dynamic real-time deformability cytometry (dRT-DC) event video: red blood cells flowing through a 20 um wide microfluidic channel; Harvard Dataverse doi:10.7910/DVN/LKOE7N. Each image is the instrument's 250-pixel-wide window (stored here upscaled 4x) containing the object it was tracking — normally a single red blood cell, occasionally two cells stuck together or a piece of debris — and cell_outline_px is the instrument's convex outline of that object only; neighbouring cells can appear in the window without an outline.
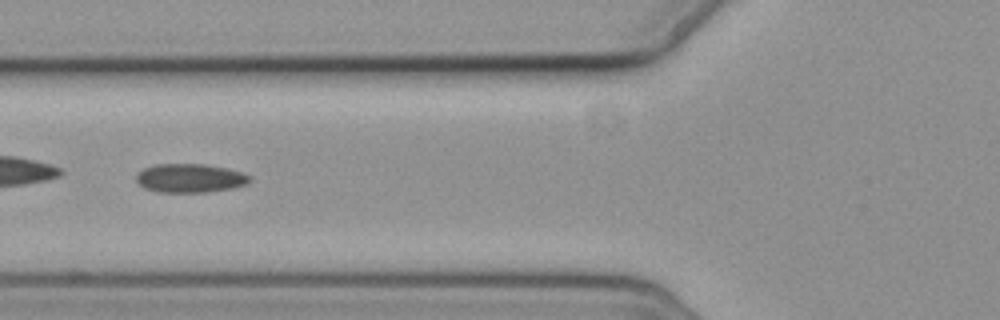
{"species": "common noctule bat (a hibernating species)", "species_latin": "Nyctalus noctula", "temperature_condition": "cold", "stored_images_in_passage": 2, "camera_frame_rate_fps": 3000, "um_per_image_px": 0.085, "animal": {"sex": "female", "body_mass_g": 19.3, "forearm_length_mm": 54.1}, "frame": {"image": 1, "passage_image": 2, "time_ms": 1.333, "image_size_px": [1000, 320], "cell_outline_px": [[252, 180], [248, 184], [232, 188], [208, 192], [156, 192], [144, 188], [136, 180], [136, 176], [144, 168], [156, 164], [204, 164], [228, 168], [252, 176]], "centroid_in_image_um": [16.19, 15.14], "position_along_channel_um": 109.6, "area_um2": 19.13}}